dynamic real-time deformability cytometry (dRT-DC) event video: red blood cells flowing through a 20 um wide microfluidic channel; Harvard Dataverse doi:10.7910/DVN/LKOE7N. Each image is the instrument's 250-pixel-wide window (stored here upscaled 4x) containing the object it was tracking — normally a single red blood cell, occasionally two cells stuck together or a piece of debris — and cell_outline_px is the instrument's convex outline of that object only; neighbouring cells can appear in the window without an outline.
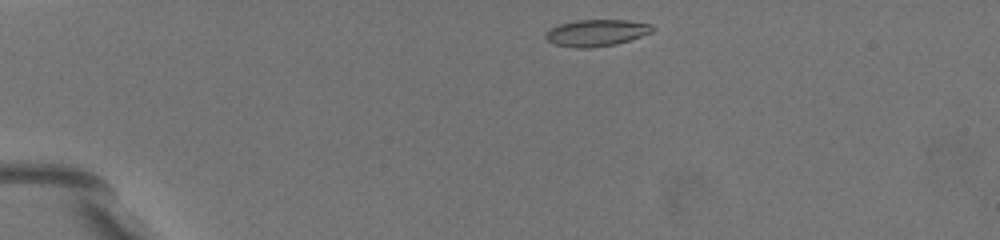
{"species": "common noctule bat (a hibernating species)", "species_latin": "Nyctalus noctula", "temperature_condition": "warm", "stored_images_in_passage": 7, "camera_frame_rate_fps": 3000, "um_per_image_px": 0.085, "animal": {"sex": "female", "body_mass_g": 19.5, "forearm_length_mm": 54.1}, "frame": {"image": 1, "passage_image": 4, "time_ms": 1.333, "image_size_px": [1000, 240], "cell_outline_px": [[656, 28], [652, 32], [616, 44], [592, 48], [576, 48], [552, 44], [544, 36], [544, 32], [548, 28], [560, 24], [576, 20], [628, 20], [652, 24]], "centroid_in_image_um": [50.66, 2.79], "position_along_channel_um": 34.3, "area_um2": 16.82}}
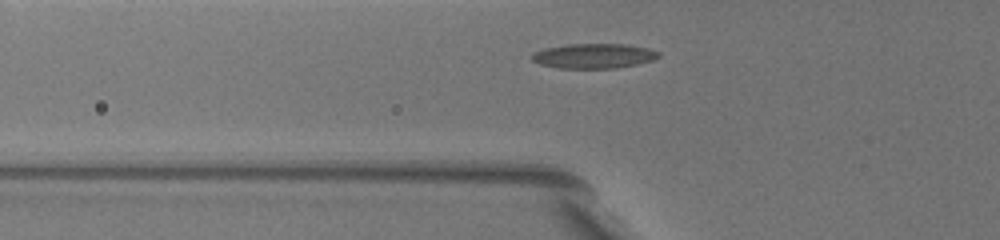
{"frame": {"image": 2, "passage_image": 7, "time_ms": 4.333, "image_size_px": [1000, 240], "cell_outline_px": [[660, 56], [652, 60], [636, 64], [616, 68], [560, 68], [540, 64], [532, 60], [532, 52], [544, 48], [568, 44], [628, 44], [648, 48], [660, 52]], "centroid_in_image_um": [50.47, 4.74], "position_along_channel_um": 75.3, "area_um2": 18.32}}